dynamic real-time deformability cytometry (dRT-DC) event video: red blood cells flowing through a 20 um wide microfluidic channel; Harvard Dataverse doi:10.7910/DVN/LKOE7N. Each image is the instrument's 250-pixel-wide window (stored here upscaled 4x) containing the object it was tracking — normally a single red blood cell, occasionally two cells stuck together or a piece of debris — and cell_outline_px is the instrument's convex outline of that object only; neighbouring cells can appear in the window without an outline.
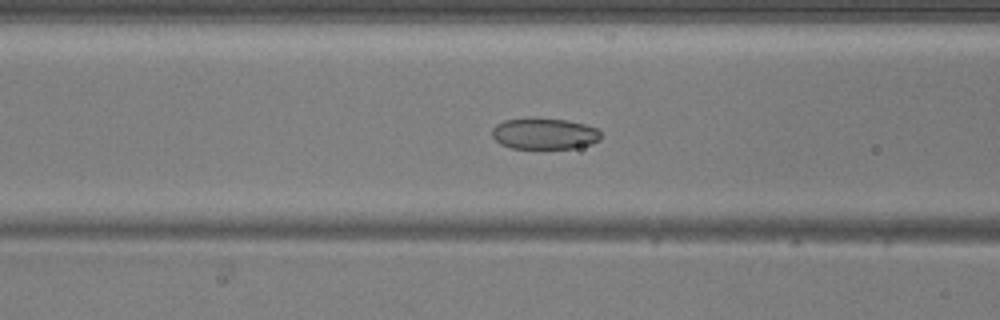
{"species": "common noctule bat (a hibernating species)", "species_latin": "Nyctalus noctula", "temperature_condition": "warm", "stored_images_in_passage": 36, "camera_frame_rate_fps": 3000, "um_per_image_px": 0.085, "animal": {"sex": "male", "body_mass_g": 20.5, "forearm_length_mm": 52.5}, "frame": {"image": 1, "passage_image": 7, "time_ms": 2.0, "image_size_px": [1000, 320], "cell_outline_px": [[600, 140], [592, 144], [572, 148], [512, 148], [500, 144], [492, 136], [492, 128], [496, 124], [504, 120], [528, 116], [536, 116], [568, 120], [584, 124], [596, 128], [600, 132]], "centroid_in_image_um": [46.24, 11.32], "position_along_channel_um": 120.4, "area_um2": 20.29}}
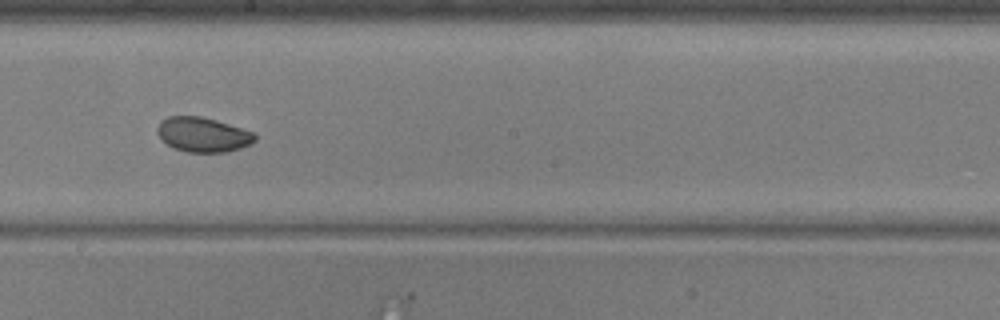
{"frame": {"image": 2, "passage_image": 15, "time_ms": 4.667, "image_size_px": [1000, 320], "cell_outline_px": [[256, 140], [240, 148], [228, 152], [188, 152], [176, 148], [160, 140], [156, 132], [156, 128], [160, 120], [168, 116], [200, 116], [216, 120], [256, 132]], "centroid_in_image_um": [17.23, 11.43], "position_along_channel_um": 231.0, "area_um2": 19.88}}
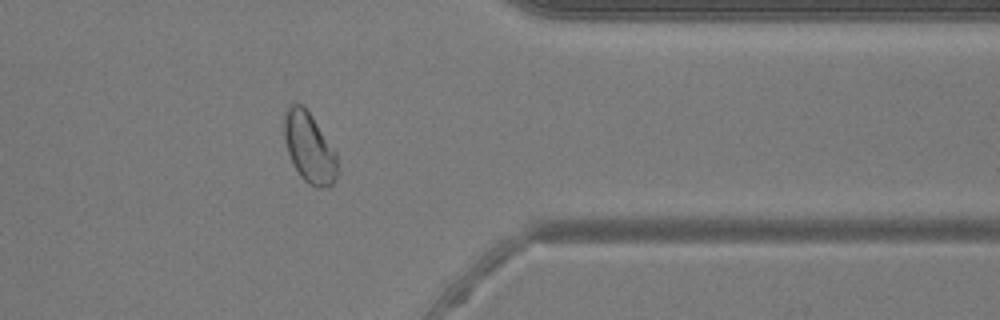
{"frame": {"image": 3, "passage_image": 27, "time_ms": 8.667, "image_size_px": [1000, 320], "cell_outline_px": [[340, 168], [336, 180], [332, 184], [320, 188], [316, 188], [308, 184], [300, 176], [292, 164], [288, 152], [284, 136], [284, 112], [292, 104], [300, 104], [312, 116], [336, 152]], "centroid_in_image_um": [26.32, 12.6], "position_along_channel_um": 385.1, "area_um2": 21.91}, "authors_computed_cell_mechanics": {"area_um2": 20.4323, "velocity_mm_per_s": 4.1383, "shape_relaxation_time_tau1_ms": 2.2424, "shape_relaxation_time_tau2_ms": 1.8055, "deformation_change_tau1": 0.1036, "deformation_change_tau2": 0.0426}}